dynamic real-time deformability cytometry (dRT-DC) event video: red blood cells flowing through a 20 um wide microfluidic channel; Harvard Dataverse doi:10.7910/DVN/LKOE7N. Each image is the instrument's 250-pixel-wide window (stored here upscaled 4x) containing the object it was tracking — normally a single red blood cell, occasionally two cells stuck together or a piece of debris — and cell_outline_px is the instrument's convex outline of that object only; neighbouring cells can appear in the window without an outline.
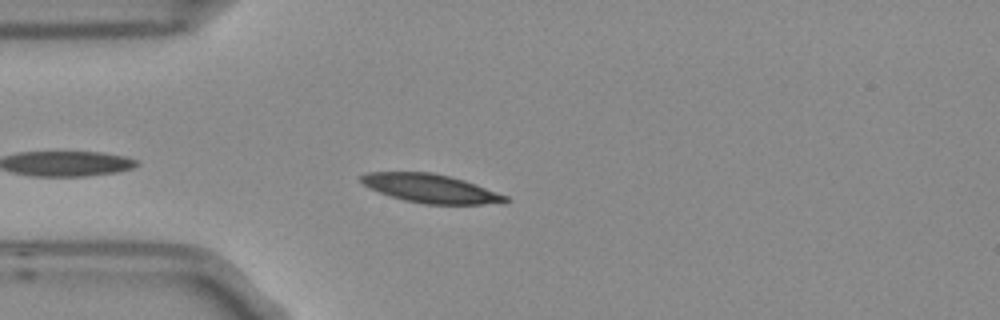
{"species": "Egyptian fruit bat (a non-hibernating species)", "species_latin": "Rousettus aegyptiacus", "temperature_condition": "room temperature", "stored_images_in_passage": 5, "camera_frame_rate_fps": 3000, "um_per_image_px": 0.085, "frame": {"image": 1, "passage_image": 4, "time_ms": 1.0, "image_size_px": [1000, 320], "cell_outline_px": [[508, 200], [504, 204], [424, 204], [404, 200], [368, 188], [360, 180], [360, 176], [368, 172], [432, 172], [464, 180], [508, 196]], "centroid_in_image_um": [36.62, 16.02], "position_along_channel_um": 48.4, "area_um2": 23.99}}